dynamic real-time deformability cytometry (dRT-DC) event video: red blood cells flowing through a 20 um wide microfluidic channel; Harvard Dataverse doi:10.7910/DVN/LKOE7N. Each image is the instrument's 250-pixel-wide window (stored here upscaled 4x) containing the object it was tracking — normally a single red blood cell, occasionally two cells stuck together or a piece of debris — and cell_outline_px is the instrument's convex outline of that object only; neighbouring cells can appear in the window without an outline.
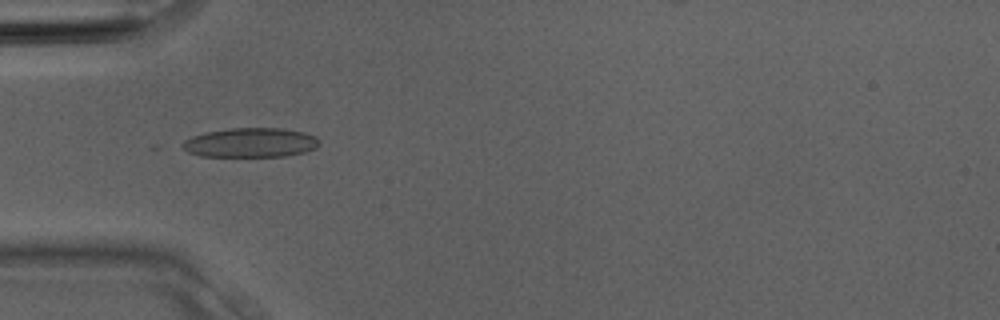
{"species": "Egyptian fruit bat (a non-hibernating species)", "species_latin": "Rousettus aegyptiacus", "temperature_condition": "room temperature", "stored_images_in_passage": 4, "camera_frame_rate_fps": 3000, "um_per_image_px": 0.085, "animal": {"sex": "male"}, "frame": {"image": 1, "passage_image": 4, "time_ms": 1.0, "image_size_px": [1000, 320], "cell_outline_px": [[320, 144], [316, 148], [304, 152], [284, 156], [200, 156], [188, 152], [180, 144], [184, 140], [192, 136], [204, 132], [228, 128], [284, 128], [304, 132], [316, 136], [320, 140]], "centroid_in_image_um": [21.3, 12.11], "position_along_channel_um": 63.7, "area_um2": 23.64}}